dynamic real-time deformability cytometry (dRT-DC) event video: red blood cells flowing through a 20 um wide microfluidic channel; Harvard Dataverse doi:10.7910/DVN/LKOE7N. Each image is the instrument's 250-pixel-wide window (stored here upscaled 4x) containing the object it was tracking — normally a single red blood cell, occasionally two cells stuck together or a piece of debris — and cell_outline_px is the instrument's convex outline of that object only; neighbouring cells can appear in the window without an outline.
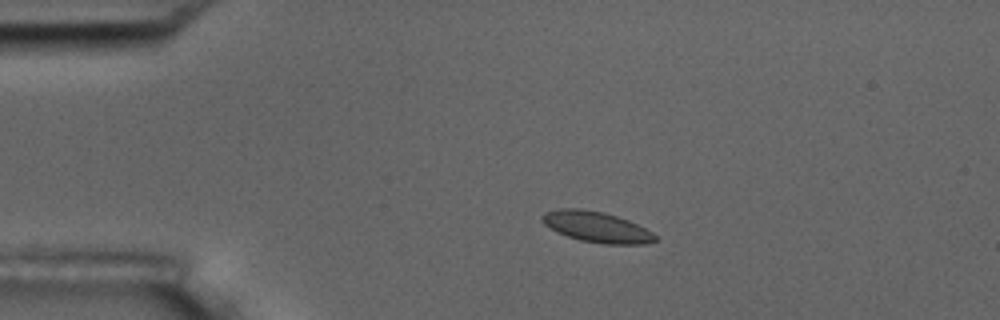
{"species": "common noctule bat (a hibernating species)", "species_latin": "Nyctalus noctula", "temperature_condition": "room temperature", "stored_images_in_passage": 15, "camera_frame_rate_fps": 3000, "um_per_image_px": 0.085, "animal": {"sex": "male", "body_mass_g": 17.5, "forearm_length_mm": 52.3}, "frame": {"image": 1, "passage_image": 3, "time_ms": 2.333, "image_size_px": [1000, 320], "cell_outline_px": [[656, 240], [644, 244], [604, 244], [580, 240], [556, 232], [544, 224], [540, 220], [540, 216], [544, 212], [556, 208], [580, 208], [604, 212], [628, 220], [652, 232], [656, 236]], "centroid_in_image_um": [50.64, 19.27], "position_along_channel_um": 34.4, "area_um2": 20.29}}
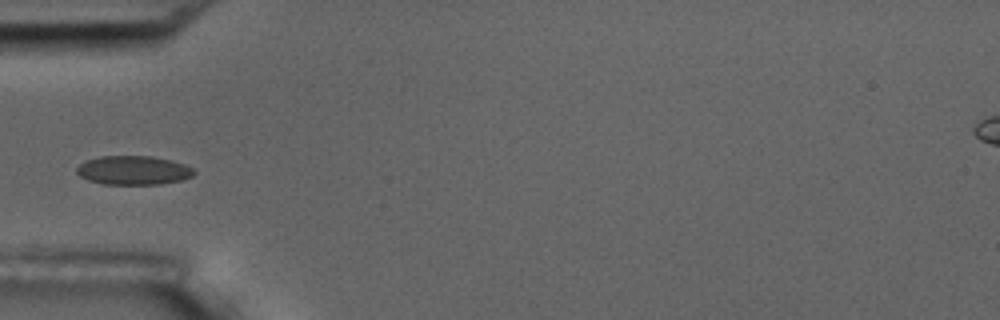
{"frame": {"image": 2, "passage_image": 5, "time_ms": 4.667, "image_size_px": [1000, 320], "cell_outline_px": [[196, 172], [192, 176], [184, 180], [160, 184], [100, 184], [88, 180], [80, 176], [76, 172], [76, 168], [80, 164], [88, 160], [100, 156], [152, 156], [172, 160], [196, 168]], "centroid_in_image_um": [11.38, 14.48], "position_along_channel_um": 73.6, "area_um2": 20.0}}
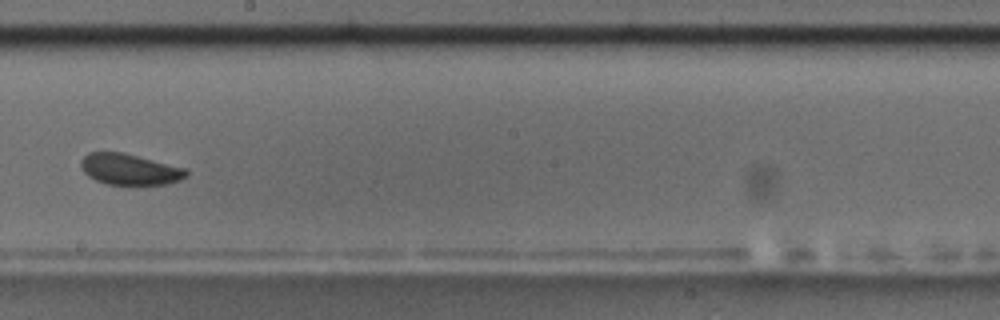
{"frame": {"image": 3, "passage_image": 9, "time_ms": 9.333, "image_size_px": [1000, 320], "cell_outline_px": [[188, 176], [180, 180], [168, 184], [108, 184], [96, 180], [88, 176], [84, 172], [80, 164], [80, 160], [88, 152], [124, 152], [188, 168]], "centroid_in_image_um": [11.06, 14.38], "position_along_channel_um": 237.1, "area_um2": 19.25}, "authors_computed_cell_mechanics": {"area_um2": 19.4786, "velocity_mm_per_s": 3.5206, "shape_relaxation_time_tau1_ms": 2.9669, "shape_relaxation_time_tau2_ms": 2.0776, "deformation_change_tau1": 0.0472, "deformation_change_tau2": 0.0571}}